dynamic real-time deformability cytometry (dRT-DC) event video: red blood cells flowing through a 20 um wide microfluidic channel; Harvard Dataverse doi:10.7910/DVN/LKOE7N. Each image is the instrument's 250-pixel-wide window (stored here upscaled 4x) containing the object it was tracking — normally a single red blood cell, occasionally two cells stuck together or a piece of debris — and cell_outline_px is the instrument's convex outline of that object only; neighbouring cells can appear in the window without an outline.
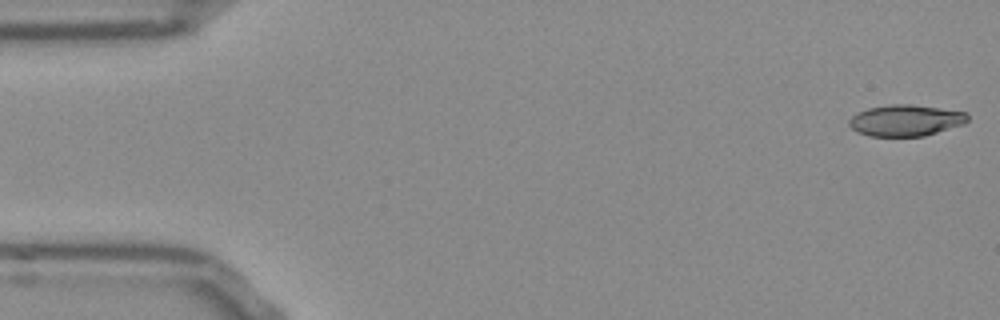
{"species": "Egyptian fruit bat (a non-hibernating species)", "species_latin": "Rousettus aegyptiacus", "temperature_condition": "room temperature", "stored_images_in_passage": 52, "camera_frame_rate_fps": 3000, "um_per_image_px": 0.085, "frame": {"image": 1, "passage_image": 1, "time_ms": 0.0, "image_size_px": [1000, 320], "cell_outline_px": [[968, 120], [964, 124], [924, 136], [868, 136], [856, 132], [848, 124], [848, 120], [852, 116], [868, 108], [892, 104], [908, 104], [968, 112]], "centroid_in_image_um": [76.97, 10.24], "position_along_channel_um": 8.0, "area_um2": 21.56}}
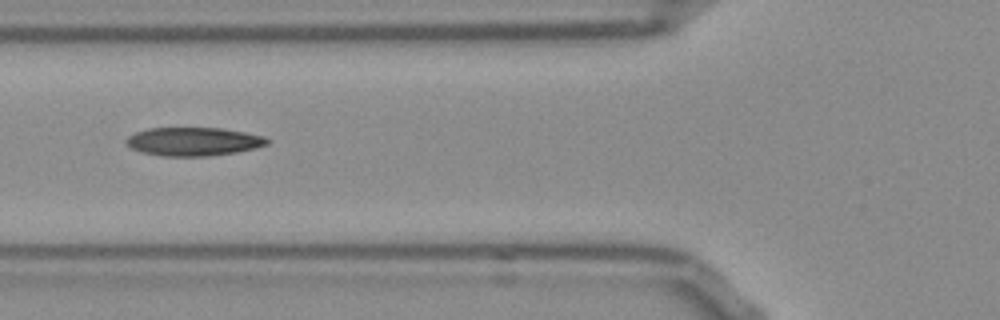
{"frame": {"image": 2, "passage_image": 19, "time_ms": 6.0, "image_size_px": [1000, 320], "cell_outline_px": [[272, 140], [268, 144], [256, 148], [236, 152], [208, 156], [164, 156], [140, 152], [124, 144], [124, 140], [128, 136], [136, 132], [148, 128], [220, 128], [244, 132], [264, 136]], "centroid_in_image_um": [16.44, 12.03], "position_along_channel_um": 109.4, "area_um2": 23.52}}
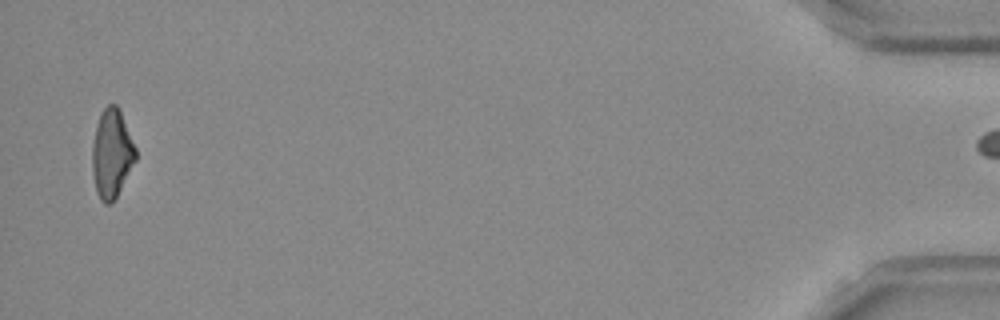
{"frame": {"image": 3, "passage_image": 51, "time_ms": 16.667, "image_size_px": [1000, 320], "cell_outline_px": [[136, 160], [112, 204], [104, 204], [100, 200], [96, 192], [92, 172], [92, 144], [96, 124], [100, 112], [108, 104], [116, 104], [120, 112], [136, 148]], "centroid_in_image_um": [9.47, 13.07], "position_along_channel_um": 425.7, "area_um2": 22.43}, "authors_computed_cell_mechanics": {"area_um2": 22.8599, "velocity_mm_per_s": 3.84, "shape_relaxation_time_tau1_ms": 8.3724, "shape_relaxation_time_tau2_ms": 4.3655, "deformation_change_tau1": 0.2119, "deformation_change_tau2": 0.135}}